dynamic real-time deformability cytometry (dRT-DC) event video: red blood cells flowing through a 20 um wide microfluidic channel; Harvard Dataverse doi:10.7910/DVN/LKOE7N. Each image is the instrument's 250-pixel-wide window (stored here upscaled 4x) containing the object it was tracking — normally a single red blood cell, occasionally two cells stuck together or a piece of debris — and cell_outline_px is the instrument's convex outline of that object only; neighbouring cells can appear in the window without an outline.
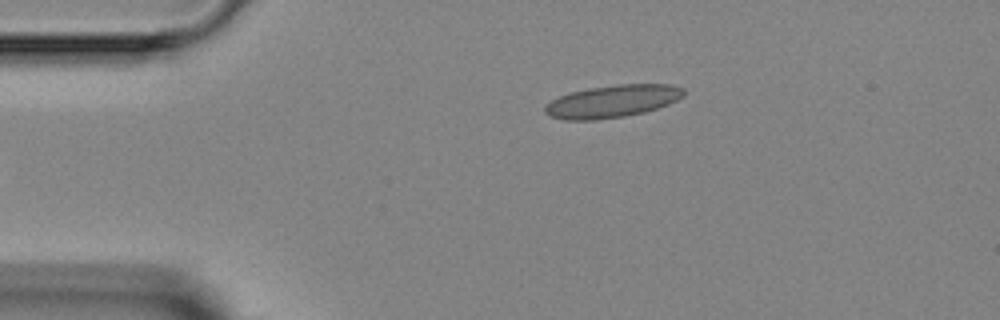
{"species": "Egyptian fruit bat (a non-hibernating species)", "species_latin": "Rousettus aegyptiacus", "temperature_condition": "room temperature", "stored_images_in_passage": 5, "camera_frame_rate_fps": 3000, "um_per_image_px": 0.085, "animal": {"sex": "female"}, "frame": {"image": 1, "passage_image": 5, "time_ms": 4.333, "image_size_px": [1000, 320], "cell_outline_px": [[684, 96], [668, 104], [644, 112], [624, 116], [596, 120], [564, 120], [552, 116], [544, 112], [544, 108], [552, 100], [568, 92], [588, 88], [616, 84], [672, 84], [684, 88]], "centroid_in_image_um": [52.06, 8.6], "position_along_channel_um": 32.9, "area_um2": 26.24}}